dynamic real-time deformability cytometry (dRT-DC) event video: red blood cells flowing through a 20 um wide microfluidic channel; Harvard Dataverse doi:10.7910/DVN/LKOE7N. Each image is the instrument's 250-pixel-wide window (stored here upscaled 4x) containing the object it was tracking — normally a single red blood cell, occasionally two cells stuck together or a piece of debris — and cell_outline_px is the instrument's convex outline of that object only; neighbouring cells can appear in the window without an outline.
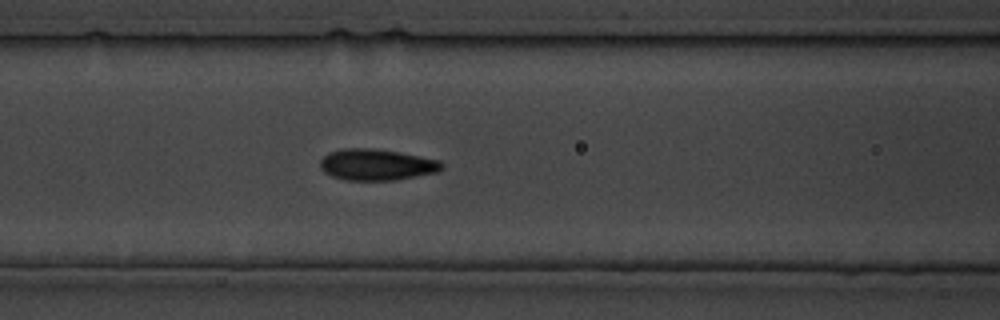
{"species": "common noctule bat (a hibernating species)", "species_latin": "Nyctalus noctula", "temperature_condition": "cold", "stored_images_in_passage": 26, "camera_frame_rate_fps": 3000, "um_per_image_px": 0.085, "animal": {"sex": "male", "body_mass_g": 19.5, "forearm_length_mm": 54.6}, "frame": {"image": 1, "passage_image": 5, "time_ms": 4.667, "image_size_px": [1000, 320], "cell_outline_px": [[444, 168], [436, 172], [396, 180], [344, 180], [332, 176], [324, 172], [320, 168], [320, 160], [328, 152], [344, 148], [376, 148], [400, 152], [440, 160], [444, 164]], "centroid_in_image_um": [32.01, 13.99], "position_along_channel_um": 134.6, "area_um2": 22.37}}
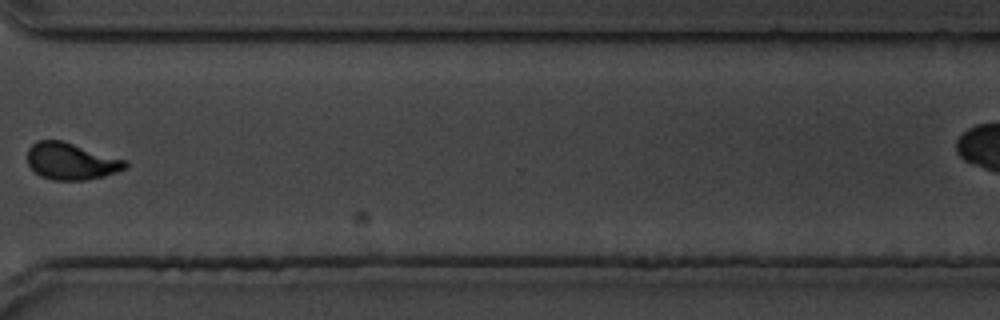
{"frame": {"image": 2, "passage_image": 17, "time_ms": 19.333, "image_size_px": [1000, 320], "cell_outline_px": [[128, 168], [104, 176], [84, 180], [52, 180], [40, 176], [28, 164], [28, 148], [36, 140], [64, 140], [128, 160]], "centroid_in_image_um": [6.08, 13.69], "position_along_channel_um": 364.5, "area_um2": 21.33}}
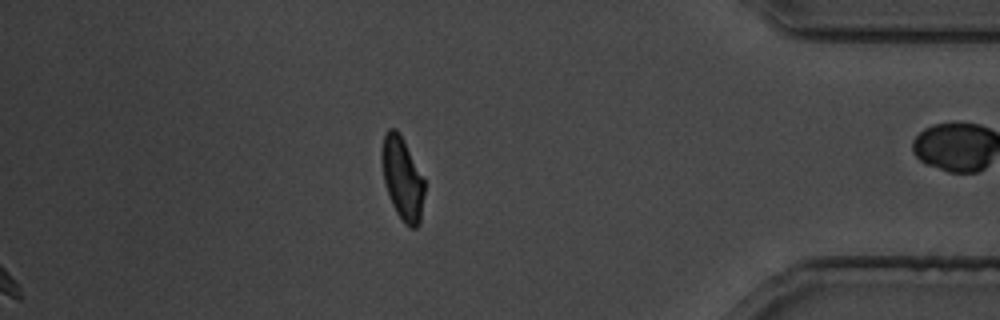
{"frame": {"image": 3, "passage_image": 20, "time_ms": 23.667, "image_size_px": [1000, 320], "cell_outline_px": [[424, 192], [420, 224], [416, 228], [412, 228], [404, 224], [396, 212], [392, 204], [384, 180], [380, 156], [380, 152], [384, 136], [388, 128], [396, 128], [400, 132], [424, 180]], "centroid_in_image_um": [34.19, 15.16], "position_along_channel_um": 401.0, "area_um2": 20.58}}